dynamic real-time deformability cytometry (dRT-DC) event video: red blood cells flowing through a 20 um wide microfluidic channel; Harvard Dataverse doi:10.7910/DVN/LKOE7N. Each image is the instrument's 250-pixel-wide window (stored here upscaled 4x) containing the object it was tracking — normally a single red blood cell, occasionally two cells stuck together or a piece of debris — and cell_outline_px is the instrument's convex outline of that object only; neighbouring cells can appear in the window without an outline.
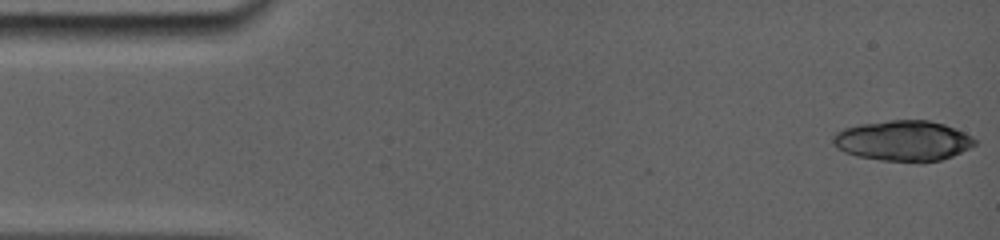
{"species": "common noctule bat (a hibernating species)", "species_latin": "Nyctalus noctula", "temperature_condition": "room temperature", "stored_images_in_passage": 1, "camera_frame_rate_fps": 5000, "um_per_image_px": 0.085, "animal": {"sex": "female", "body_mass_g": 19.0, "forearm_length_mm": 56.7}, "frame": {"image": 1, "passage_image": 1, "time_ms": 0.0, "image_size_px": [1000, 240], "cell_outline_px": [[976, 140], [972, 144], [940, 160], [888, 160], [860, 156], [848, 152], [840, 148], [836, 144], [836, 136], [840, 132], [848, 128], [864, 124], [892, 120], [928, 120], [944, 124]], "centroid_in_image_um": [76.77, 11.93], "position_along_channel_um": 8.2, "area_um2": 31.1}}